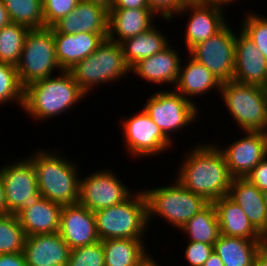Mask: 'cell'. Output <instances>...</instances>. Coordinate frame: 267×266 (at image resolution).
Wrapping results in <instances>:
<instances>
[{"label":"cell","mask_w":267,"mask_h":266,"mask_svg":"<svg viewBox=\"0 0 267 266\" xmlns=\"http://www.w3.org/2000/svg\"><path fill=\"white\" fill-rule=\"evenodd\" d=\"M198 142L186 150L177 165L175 179L194 194L203 196L209 203L226 197L233 177L223 153L211 141Z\"/></svg>","instance_id":"obj_1"},{"label":"cell","mask_w":267,"mask_h":266,"mask_svg":"<svg viewBox=\"0 0 267 266\" xmlns=\"http://www.w3.org/2000/svg\"><path fill=\"white\" fill-rule=\"evenodd\" d=\"M38 147L27 157L36 171L40 194L61 206L79 203V162L70 160L57 148L48 150ZM55 150V151H53Z\"/></svg>","instance_id":"obj_2"},{"label":"cell","mask_w":267,"mask_h":266,"mask_svg":"<svg viewBox=\"0 0 267 266\" xmlns=\"http://www.w3.org/2000/svg\"><path fill=\"white\" fill-rule=\"evenodd\" d=\"M87 95L68 70L59 75L38 80L24 88V103L22 111L36 122H45L49 119L64 115L74 105L84 102ZM78 103V104H77ZM46 119V120H45Z\"/></svg>","instance_id":"obj_3"},{"label":"cell","mask_w":267,"mask_h":266,"mask_svg":"<svg viewBox=\"0 0 267 266\" xmlns=\"http://www.w3.org/2000/svg\"><path fill=\"white\" fill-rule=\"evenodd\" d=\"M173 181L171 184H161L151 189L148 186L141 188L147 202L149 229L151 224L153 225L151 222L159 216L161 220L180 230L187 221L209 204L203 196L192 193L175 178Z\"/></svg>","instance_id":"obj_4"},{"label":"cell","mask_w":267,"mask_h":266,"mask_svg":"<svg viewBox=\"0 0 267 266\" xmlns=\"http://www.w3.org/2000/svg\"><path fill=\"white\" fill-rule=\"evenodd\" d=\"M136 191V192H135ZM124 202L94 212L99 239L148 238L147 202L142 189Z\"/></svg>","instance_id":"obj_5"},{"label":"cell","mask_w":267,"mask_h":266,"mask_svg":"<svg viewBox=\"0 0 267 266\" xmlns=\"http://www.w3.org/2000/svg\"><path fill=\"white\" fill-rule=\"evenodd\" d=\"M68 71L86 95L93 93L96 87L130 76L121 44L109 39H105L93 54L75 63Z\"/></svg>","instance_id":"obj_6"},{"label":"cell","mask_w":267,"mask_h":266,"mask_svg":"<svg viewBox=\"0 0 267 266\" xmlns=\"http://www.w3.org/2000/svg\"><path fill=\"white\" fill-rule=\"evenodd\" d=\"M219 95L242 132L267 133V88L230 80L221 83Z\"/></svg>","instance_id":"obj_7"},{"label":"cell","mask_w":267,"mask_h":266,"mask_svg":"<svg viewBox=\"0 0 267 266\" xmlns=\"http://www.w3.org/2000/svg\"><path fill=\"white\" fill-rule=\"evenodd\" d=\"M16 67L23 88L63 71L56 58L52 27L29 30Z\"/></svg>","instance_id":"obj_8"},{"label":"cell","mask_w":267,"mask_h":266,"mask_svg":"<svg viewBox=\"0 0 267 266\" xmlns=\"http://www.w3.org/2000/svg\"><path fill=\"white\" fill-rule=\"evenodd\" d=\"M147 97L146 102L142 103L143 109L173 143L179 131H186V127H191L197 122L196 119H200V107L174 89H155V92Z\"/></svg>","instance_id":"obj_9"},{"label":"cell","mask_w":267,"mask_h":266,"mask_svg":"<svg viewBox=\"0 0 267 266\" xmlns=\"http://www.w3.org/2000/svg\"><path fill=\"white\" fill-rule=\"evenodd\" d=\"M122 130L123 146L128 156L137 158L159 156L166 150L172 151L174 143L153 122L148 113L140 109L130 117L122 116L119 121ZM173 145V147H171ZM165 151V152H164ZM154 156V157H153Z\"/></svg>","instance_id":"obj_10"},{"label":"cell","mask_w":267,"mask_h":266,"mask_svg":"<svg viewBox=\"0 0 267 266\" xmlns=\"http://www.w3.org/2000/svg\"><path fill=\"white\" fill-rule=\"evenodd\" d=\"M26 157V158H25ZM18 160L10 159L0 166L4 184L6 214L16 216L25 208L40 201L36 171L32 162L25 156Z\"/></svg>","instance_id":"obj_11"},{"label":"cell","mask_w":267,"mask_h":266,"mask_svg":"<svg viewBox=\"0 0 267 266\" xmlns=\"http://www.w3.org/2000/svg\"><path fill=\"white\" fill-rule=\"evenodd\" d=\"M99 169L80 177L79 203L92 212L120 204L134 193L113 169Z\"/></svg>","instance_id":"obj_12"},{"label":"cell","mask_w":267,"mask_h":266,"mask_svg":"<svg viewBox=\"0 0 267 266\" xmlns=\"http://www.w3.org/2000/svg\"><path fill=\"white\" fill-rule=\"evenodd\" d=\"M236 32L230 25L207 40L198 43L188 53L203 64L221 83L233 80Z\"/></svg>","instance_id":"obj_13"},{"label":"cell","mask_w":267,"mask_h":266,"mask_svg":"<svg viewBox=\"0 0 267 266\" xmlns=\"http://www.w3.org/2000/svg\"><path fill=\"white\" fill-rule=\"evenodd\" d=\"M224 8L219 5L207 4L198 0H189L175 15L178 17L187 14L184 29V45L187 53L198 43L207 40L222 30L228 20L225 16ZM189 14V15H188ZM228 22V23H227Z\"/></svg>","instance_id":"obj_14"},{"label":"cell","mask_w":267,"mask_h":266,"mask_svg":"<svg viewBox=\"0 0 267 266\" xmlns=\"http://www.w3.org/2000/svg\"><path fill=\"white\" fill-rule=\"evenodd\" d=\"M240 138L228 145L214 144L223 153L229 172L233 178H246L248 174L267 157L266 132H242ZM243 136V137H242ZM225 145V146H223Z\"/></svg>","instance_id":"obj_15"},{"label":"cell","mask_w":267,"mask_h":266,"mask_svg":"<svg viewBox=\"0 0 267 266\" xmlns=\"http://www.w3.org/2000/svg\"><path fill=\"white\" fill-rule=\"evenodd\" d=\"M179 52L176 45L173 47L169 44L161 52L140 60L130 69V75H136L148 85H159L160 89H166V87L173 89L178 80L181 58H183L182 53L179 54Z\"/></svg>","instance_id":"obj_16"},{"label":"cell","mask_w":267,"mask_h":266,"mask_svg":"<svg viewBox=\"0 0 267 266\" xmlns=\"http://www.w3.org/2000/svg\"><path fill=\"white\" fill-rule=\"evenodd\" d=\"M58 232L71 250L100 240L94 212L80 203L62 206Z\"/></svg>","instance_id":"obj_17"},{"label":"cell","mask_w":267,"mask_h":266,"mask_svg":"<svg viewBox=\"0 0 267 266\" xmlns=\"http://www.w3.org/2000/svg\"><path fill=\"white\" fill-rule=\"evenodd\" d=\"M237 33L233 80L267 88L266 58L241 30L238 29Z\"/></svg>","instance_id":"obj_18"},{"label":"cell","mask_w":267,"mask_h":266,"mask_svg":"<svg viewBox=\"0 0 267 266\" xmlns=\"http://www.w3.org/2000/svg\"><path fill=\"white\" fill-rule=\"evenodd\" d=\"M70 252L59 232L26 236L23 248L27 266H67Z\"/></svg>","instance_id":"obj_19"},{"label":"cell","mask_w":267,"mask_h":266,"mask_svg":"<svg viewBox=\"0 0 267 266\" xmlns=\"http://www.w3.org/2000/svg\"><path fill=\"white\" fill-rule=\"evenodd\" d=\"M56 32L108 33V10L96 3L81 0L73 11L51 26Z\"/></svg>","instance_id":"obj_20"},{"label":"cell","mask_w":267,"mask_h":266,"mask_svg":"<svg viewBox=\"0 0 267 266\" xmlns=\"http://www.w3.org/2000/svg\"><path fill=\"white\" fill-rule=\"evenodd\" d=\"M186 56V61L182 58L178 80L173 89L190 102L198 105L195 103L197 102L195 98H199V96L201 98L203 95L206 96V93H212L215 90L220 93L221 82L189 53Z\"/></svg>","instance_id":"obj_21"},{"label":"cell","mask_w":267,"mask_h":266,"mask_svg":"<svg viewBox=\"0 0 267 266\" xmlns=\"http://www.w3.org/2000/svg\"><path fill=\"white\" fill-rule=\"evenodd\" d=\"M56 58L63 70H69L75 63L93 54L107 39L108 33H73L56 32L53 28Z\"/></svg>","instance_id":"obj_22"},{"label":"cell","mask_w":267,"mask_h":266,"mask_svg":"<svg viewBox=\"0 0 267 266\" xmlns=\"http://www.w3.org/2000/svg\"><path fill=\"white\" fill-rule=\"evenodd\" d=\"M228 197L242 208L253 227L265 238L267 236V205L263 192L247 178H233Z\"/></svg>","instance_id":"obj_23"},{"label":"cell","mask_w":267,"mask_h":266,"mask_svg":"<svg viewBox=\"0 0 267 266\" xmlns=\"http://www.w3.org/2000/svg\"><path fill=\"white\" fill-rule=\"evenodd\" d=\"M157 18L161 19L152 9H110L107 39L121 43L147 31Z\"/></svg>","instance_id":"obj_24"},{"label":"cell","mask_w":267,"mask_h":266,"mask_svg":"<svg viewBox=\"0 0 267 266\" xmlns=\"http://www.w3.org/2000/svg\"><path fill=\"white\" fill-rule=\"evenodd\" d=\"M62 206L46 198L23 209L17 218L26 236L53 234L59 231Z\"/></svg>","instance_id":"obj_25"},{"label":"cell","mask_w":267,"mask_h":266,"mask_svg":"<svg viewBox=\"0 0 267 266\" xmlns=\"http://www.w3.org/2000/svg\"><path fill=\"white\" fill-rule=\"evenodd\" d=\"M216 207L220 234L249 240H265L253 227L242 208L228 196L213 202Z\"/></svg>","instance_id":"obj_26"},{"label":"cell","mask_w":267,"mask_h":266,"mask_svg":"<svg viewBox=\"0 0 267 266\" xmlns=\"http://www.w3.org/2000/svg\"><path fill=\"white\" fill-rule=\"evenodd\" d=\"M144 239L102 240L105 266H142L153 254Z\"/></svg>","instance_id":"obj_27"},{"label":"cell","mask_w":267,"mask_h":266,"mask_svg":"<svg viewBox=\"0 0 267 266\" xmlns=\"http://www.w3.org/2000/svg\"><path fill=\"white\" fill-rule=\"evenodd\" d=\"M264 245L265 240L220 235L213 248L224 266H253L256 255Z\"/></svg>","instance_id":"obj_28"},{"label":"cell","mask_w":267,"mask_h":266,"mask_svg":"<svg viewBox=\"0 0 267 266\" xmlns=\"http://www.w3.org/2000/svg\"><path fill=\"white\" fill-rule=\"evenodd\" d=\"M156 27L158 28L157 24H154L147 31L125 39L120 43L125 62L130 69L140 60L161 52L171 44L166 33Z\"/></svg>","instance_id":"obj_29"},{"label":"cell","mask_w":267,"mask_h":266,"mask_svg":"<svg viewBox=\"0 0 267 266\" xmlns=\"http://www.w3.org/2000/svg\"><path fill=\"white\" fill-rule=\"evenodd\" d=\"M188 240L214 245L219 238L220 226L216 207L209 203L199 213L195 214L179 230Z\"/></svg>","instance_id":"obj_30"},{"label":"cell","mask_w":267,"mask_h":266,"mask_svg":"<svg viewBox=\"0 0 267 266\" xmlns=\"http://www.w3.org/2000/svg\"><path fill=\"white\" fill-rule=\"evenodd\" d=\"M11 22L39 29L45 27L42 0H2Z\"/></svg>","instance_id":"obj_31"},{"label":"cell","mask_w":267,"mask_h":266,"mask_svg":"<svg viewBox=\"0 0 267 266\" xmlns=\"http://www.w3.org/2000/svg\"><path fill=\"white\" fill-rule=\"evenodd\" d=\"M29 30L13 22L0 29V62L18 65Z\"/></svg>","instance_id":"obj_32"},{"label":"cell","mask_w":267,"mask_h":266,"mask_svg":"<svg viewBox=\"0 0 267 266\" xmlns=\"http://www.w3.org/2000/svg\"><path fill=\"white\" fill-rule=\"evenodd\" d=\"M26 234L15 214L0 215V254L23 253Z\"/></svg>","instance_id":"obj_33"},{"label":"cell","mask_w":267,"mask_h":266,"mask_svg":"<svg viewBox=\"0 0 267 266\" xmlns=\"http://www.w3.org/2000/svg\"><path fill=\"white\" fill-rule=\"evenodd\" d=\"M16 104L22 111L24 103V88L21 86L17 67L0 62V107Z\"/></svg>","instance_id":"obj_34"},{"label":"cell","mask_w":267,"mask_h":266,"mask_svg":"<svg viewBox=\"0 0 267 266\" xmlns=\"http://www.w3.org/2000/svg\"><path fill=\"white\" fill-rule=\"evenodd\" d=\"M256 10L244 14L240 30L256 45L267 60V16H260Z\"/></svg>","instance_id":"obj_35"},{"label":"cell","mask_w":267,"mask_h":266,"mask_svg":"<svg viewBox=\"0 0 267 266\" xmlns=\"http://www.w3.org/2000/svg\"><path fill=\"white\" fill-rule=\"evenodd\" d=\"M67 266H105L102 241L72 249Z\"/></svg>","instance_id":"obj_36"},{"label":"cell","mask_w":267,"mask_h":266,"mask_svg":"<svg viewBox=\"0 0 267 266\" xmlns=\"http://www.w3.org/2000/svg\"><path fill=\"white\" fill-rule=\"evenodd\" d=\"M45 27L70 14L81 0H42Z\"/></svg>","instance_id":"obj_37"},{"label":"cell","mask_w":267,"mask_h":266,"mask_svg":"<svg viewBox=\"0 0 267 266\" xmlns=\"http://www.w3.org/2000/svg\"><path fill=\"white\" fill-rule=\"evenodd\" d=\"M183 257L189 266H203L214 251L213 245L202 242L186 241Z\"/></svg>","instance_id":"obj_38"},{"label":"cell","mask_w":267,"mask_h":266,"mask_svg":"<svg viewBox=\"0 0 267 266\" xmlns=\"http://www.w3.org/2000/svg\"><path fill=\"white\" fill-rule=\"evenodd\" d=\"M189 0H147L150 9H152L164 22L175 21V14ZM174 16V17H173Z\"/></svg>","instance_id":"obj_39"},{"label":"cell","mask_w":267,"mask_h":266,"mask_svg":"<svg viewBox=\"0 0 267 266\" xmlns=\"http://www.w3.org/2000/svg\"><path fill=\"white\" fill-rule=\"evenodd\" d=\"M260 191L267 190V157L264 158L246 177Z\"/></svg>","instance_id":"obj_40"},{"label":"cell","mask_w":267,"mask_h":266,"mask_svg":"<svg viewBox=\"0 0 267 266\" xmlns=\"http://www.w3.org/2000/svg\"><path fill=\"white\" fill-rule=\"evenodd\" d=\"M111 9H150L147 0H114Z\"/></svg>","instance_id":"obj_41"},{"label":"cell","mask_w":267,"mask_h":266,"mask_svg":"<svg viewBox=\"0 0 267 266\" xmlns=\"http://www.w3.org/2000/svg\"><path fill=\"white\" fill-rule=\"evenodd\" d=\"M0 266H27L23 253L0 254Z\"/></svg>","instance_id":"obj_42"},{"label":"cell","mask_w":267,"mask_h":266,"mask_svg":"<svg viewBox=\"0 0 267 266\" xmlns=\"http://www.w3.org/2000/svg\"><path fill=\"white\" fill-rule=\"evenodd\" d=\"M253 266H267V246L264 245L256 255Z\"/></svg>","instance_id":"obj_43"},{"label":"cell","mask_w":267,"mask_h":266,"mask_svg":"<svg viewBox=\"0 0 267 266\" xmlns=\"http://www.w3.org/2000/svg\"><path fill=\"white\" fill-rule=\"evenodd\" d=\"M11 23V19L8 14V10L6 9L2 0H0V29L6 25Z\"/></svg>","instance_id":"obj_44"},{"label":"cell","mask_w":267,"mask_h":266,"mask_svg":"<svg viewBox=\"0 0 267 266\" xmlns=\"http://www.w3.org/2000/svg\"><path fill=\"white\" fill-rule=\"evenodd\" d=\"M6 214V202H5V192L4 184L2 181V176L0 174V215Z\"/></svg>","instance_id":"obj_45"},{"label":"cell","mask_w":267,"mask_h":266,"mask_svg":"<svg viewBox=\"0 0 267 266\" xmlns=\"http://www.w3.org/2000/svg\"><path fill=\"white\" fill-rule=\"evenodd\" d=\"M200 2H203V3H207V4H214V5H219V6H222V7H230L231 5L230 4H234L235 2H239V0H198ZM229 5V6H228Z\"/></svg>","instance_id":"obj_46"},{"label":"cell","mask_w":267,"mask_h":266,"mask_svg":"<svg viewBox=\"0 0 267 266\" xmlns=\"http://www.w3.org/2000/svg\"><path fill=\"white\" fill-rule=\"evenodd\" d=\"M203 266H224L220 257L213 251L209 259L203 264Z\"/></svg>","instance_id":"obj_47"},{"label":"cell","mask_w":267,"mask_h":266,"mask_svg":"<svg viewBox=\"0 0 267 266\" xmlns=\"http://www.w3.org/2000/svg\"><path fill=\"white\" fill-rule=\"evenodd\" d=\"M90 1L96 4H99L103 7H105L107 10H110L112 8L114 0H85Z\"/></svg>","instance_id":"obj_48"},{"label":"cell","mask_w":267,"mask_h":266,"mask_svg":"<svg viewBox=\"0 0 267 266\" xmlns=\"http://www.w3.org/2000/svg\"><path fill=\"white\" fill-rule=\"evenodd\" d=\"M142 266H161L158 261L154 259V256L150 257Z\"/></svg>","instance_id":"obj_49"},{"label":"cell","mask_w":267,"mask_h":266,"mask_svg":"<svg viewBox=\"0 0 267 266\" xmlns=\"http://www.w3.org/2000/svg\"><path fill=\"white\" fill-rule=\"evenodd\" d=\"M264 201L267 205V190L263 191Z\"/></svg>","instance_id":"obj_50"},{"label":"cell","mask_w":267,"mask_h":266,"mask_svg":"<svg viewBox=\"0 0 267 266\" xmlns=\"http://www.w3.org/2000/svg\"><path fill=\"white\" fill-rule=\"evenodd\" d=\"M265 245L267 246V236L265 237Z\"/></svg>","instance_id":"obj_51"}]
</instances>
